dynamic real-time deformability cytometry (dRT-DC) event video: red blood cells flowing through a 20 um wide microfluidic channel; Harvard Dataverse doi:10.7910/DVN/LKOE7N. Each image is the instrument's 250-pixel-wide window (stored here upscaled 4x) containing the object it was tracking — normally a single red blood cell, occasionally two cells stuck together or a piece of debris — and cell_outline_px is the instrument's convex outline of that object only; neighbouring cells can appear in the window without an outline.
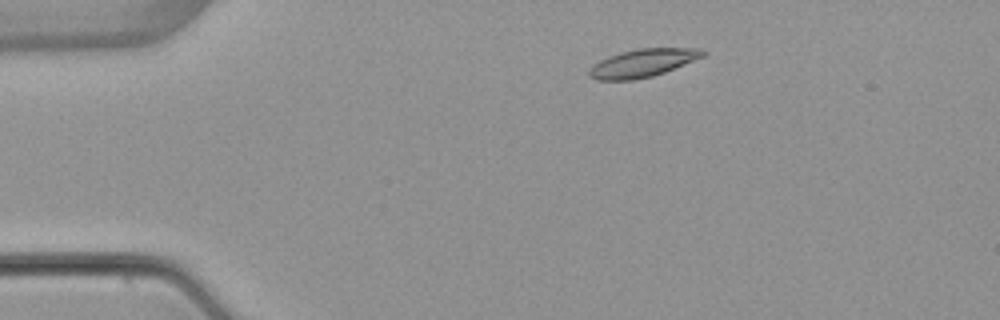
{"species": "common noctule bat (a hibernating species)", "species_latin": "Nyctalus noctula", "temperature_condition": "warm", "stored_images_in_passage": 3, "camera_frame_rate_fps": 3000, "um_per_image_px": 0.085, "animal": {"sex": "female", "body_mass_g": 22.7, "forearm_length_mm": 54.2}, "frame": {"image": 1, "passage_image": 2, "time_ms": 1.0, "image_size_px": [1000, 320], "cell_outline_px": [[708, 52], [704, 56], [664, 72], [652, 76], [632, 80], [596, 80], [588, 76], [588, 72], [592, 64], [608, 56], [620, 52], [640, 48], [704, 48]], "centroid_in_image_um": [54.62, 5.35], "position_along_channel_um": 30.4, "area_um2": 18.61}}